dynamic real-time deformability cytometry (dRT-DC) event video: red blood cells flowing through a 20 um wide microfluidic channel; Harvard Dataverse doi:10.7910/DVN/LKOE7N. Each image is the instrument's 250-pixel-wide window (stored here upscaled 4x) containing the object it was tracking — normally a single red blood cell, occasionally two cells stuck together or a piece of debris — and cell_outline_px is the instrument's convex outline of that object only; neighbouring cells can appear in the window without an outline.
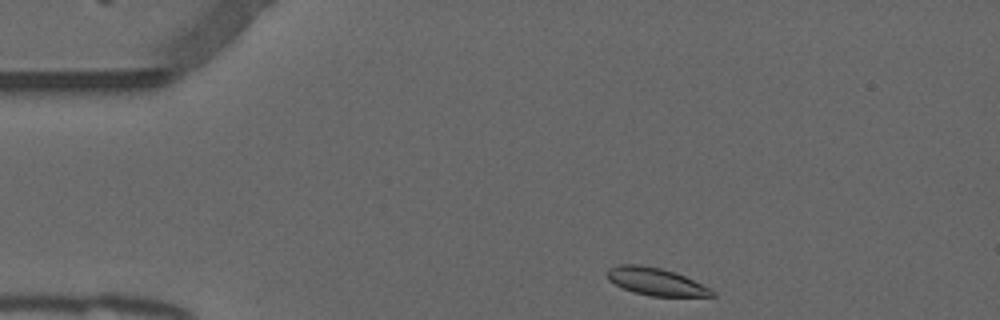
{"species": "common noctule bat (a hibernating species)", "species_latin": "Nyctalus noctula", "temperature_condition": "warm", "stored_images_in_passage": 45, "camera_frame_rate_fps": 3000, "um_per_image_px": 0.085, "animal": {"sex": "male", "forearm_length_mm": 52.5}, "frame": {"image": 1, "passage_image": 1, "time_ms": 0.0, "image_size_px": [1000, 320], "cell_outline_px": [[716, 296], [648, 296], [632, 292], [608, 280], [604, 272], [608, 268], [620, 264], [640, 264], [660, 268], [676, 272], [716, 292]], "centroid_in_image_um": [55.68, 23.93], "position_along_channel_um": 29.3, "area_um2": 16.82}}
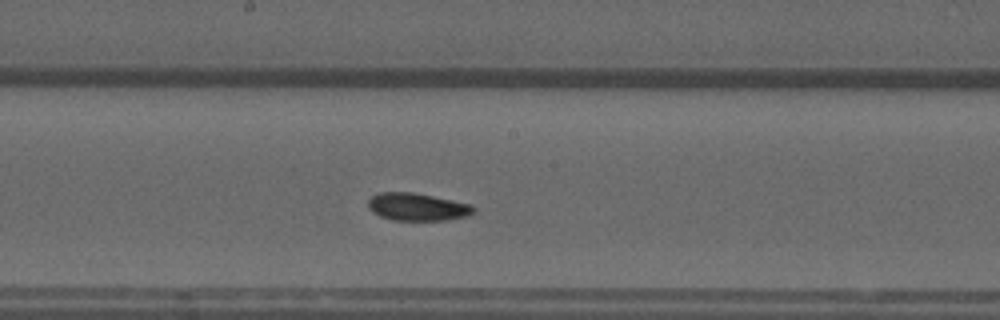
{"frame": {"image": 2, "passage_image": 20, "time_ms": 6.333, "image_size_px": [1000, 320], "cell_outline_px": [[476, 208], [468, 216], [448, 220], [392, 220], [380, 216], [372, 212], [368, 208], [368, 200], [372, 196], [380, 192], [412, 192], [472, 204]], "centroid_in_image_um": [35.46, 17.59], "position_along_channel_um": 212.7, "area_um2": 16.99}}
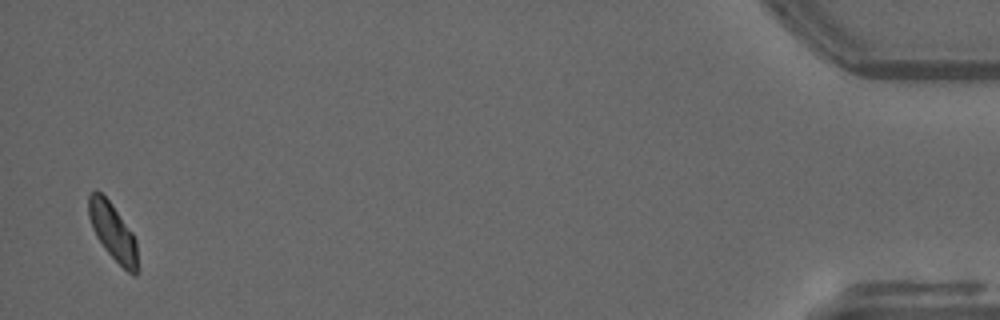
{"frame": {"image": 3, "passage_image": 44, "time_ms": 14.333, "image_size_px": [1000, 320], "cell_outline_px": [[136, 276], [132, 276], [104, 248], [96, 236], [92, 228], [88, 216], [88, 196], [96, 188], [112, 204], [132, 232], [136, 240]], "centroid_in_image_um": [9.56, 19.66], "position_along_channel_um": 425.6, "area_um2": 16.01}, "authors_computed_cell_mechanics": {"area_um2": 16.9932, "velocity_mm_per_s": 3.8055, "shape_relaxation_time_tau1_ms": 8.1978, "shape_relaxation_time_tau2_ms": 2.5741, "deformation_change_tau1": 0.1814, "deformation_change_tau2": 0.0686}}